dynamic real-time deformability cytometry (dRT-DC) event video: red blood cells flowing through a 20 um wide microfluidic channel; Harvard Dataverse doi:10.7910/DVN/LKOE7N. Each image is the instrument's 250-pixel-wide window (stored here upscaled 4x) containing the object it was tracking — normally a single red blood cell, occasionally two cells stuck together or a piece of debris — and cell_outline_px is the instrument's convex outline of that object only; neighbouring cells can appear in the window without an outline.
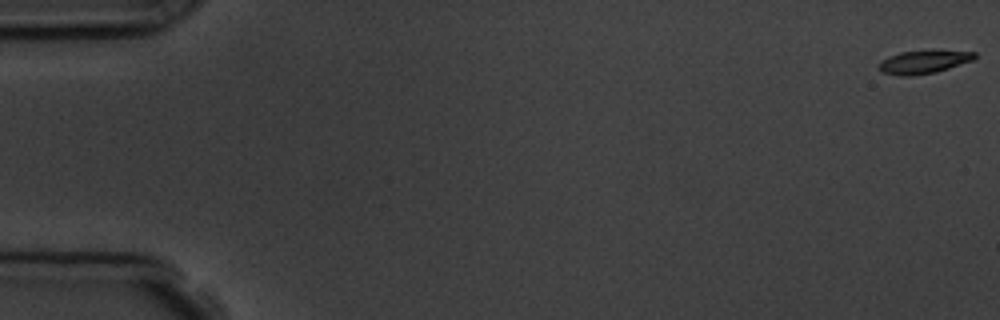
{"species": "common noctule bat (a hibernating species)", "species_latin": "Nyctalus noctula", "temperature_condition": "room temperature", "stored_images_in_passage": 4, "camera_frame_rate_fps": 3000, "um_per_image_px": 0.085, "animal": {"sex": "male", "body_mass_g": 19.5, "forearm_length_mm": 54.6}, "frame": {"image": 1, "passage_image": 1, "time_ms": 0.0, "image_size_px": [1000, 320], "cell_outline_px": [[976, 56], [972, 60], [936, 72], [912, 76], [900, 76], [880, 72], [880, 60], [888, 56], [900, 52], [976, 52]], "centroid_in_image_um": [78.42, 5.3], "position_along_channel_um": 6.6, "area_um2": 12.37}}